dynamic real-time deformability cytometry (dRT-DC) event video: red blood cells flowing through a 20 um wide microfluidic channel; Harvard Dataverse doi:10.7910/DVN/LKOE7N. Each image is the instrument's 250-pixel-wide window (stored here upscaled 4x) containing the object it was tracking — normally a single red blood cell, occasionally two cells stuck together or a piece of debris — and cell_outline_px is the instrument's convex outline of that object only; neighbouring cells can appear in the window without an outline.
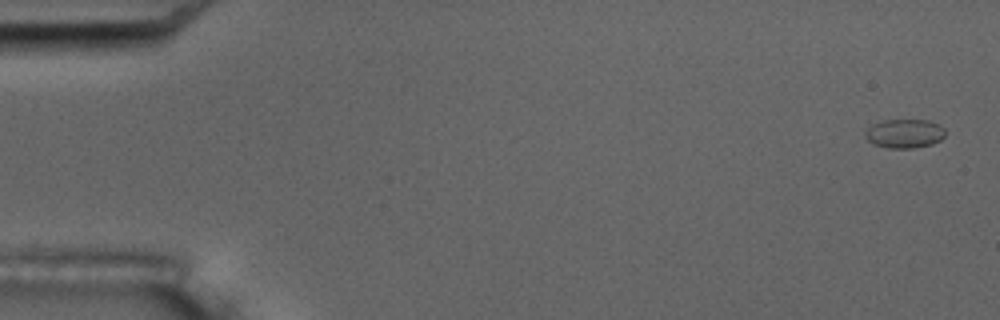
{"species": "common noctule bat (a hibernating species)", "species_latin": "Nyctalus noctula", "temperature_condition": "room temperature", "stored_images_in_passage": 17, "camera_frame_rate_fps": 3000, "um_per_image_px": 0.085, "animal": {"sex": "male", "body_mass_g": 17.5, "forearm_length_mm": 52.3}, "frame": {"image": 1, "passage_image": 1, "time_ms": 0.0, "image_size_px": [1000, 320], "cell_outline_px": [[944, 136], [940, 140], [932, 144], [912, 148], [888, 148], [872, 144], [864, 136], [864, 132], [872, 124], [884, 120], [928, 120], [940, 124], [944, 128]], "centroid_in_image_um": [76.87, 11.35], "position_along_channel_um": 8.1, "area_um2": 13.58}}
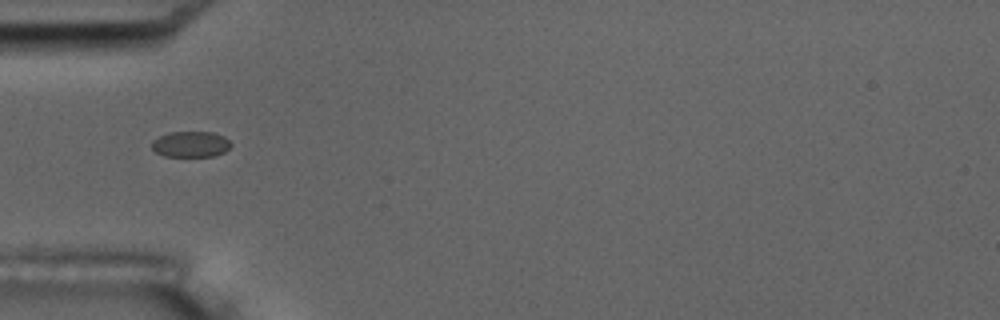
{"frame": {"image": 2, "passage_image": 6, "time_ms": 5.667, "image_size_px": [1000, 320], "cell_outline_px": [[232, 144], [224, 152], [212, 156], [164, 156], [156, 152], [152, 148], [152, 140], [168, 132], [212, 132], [224, 136]], "centroid_in_image_um": [16.2, 12.25], "position_along_channel_um": 68.8, "area_um2": 11.85}}
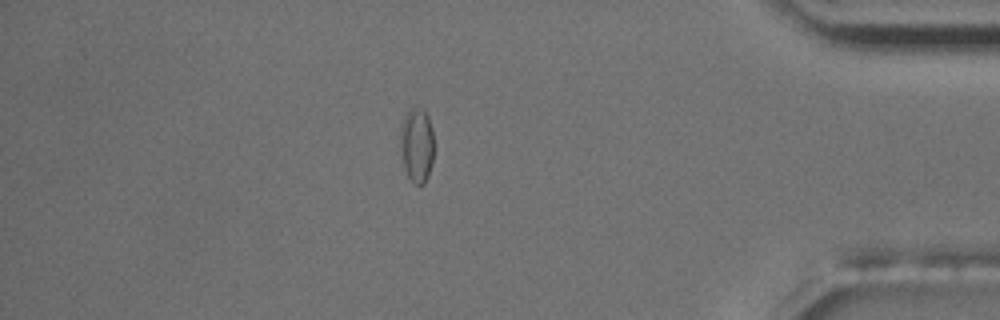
{"frame": {"image": 3, "passage_image": 15, "time_ms": 16.0, "image_size_px": [1000, 320], "cell_outline_px": [[432, 160], [428, 176], [424, 184], [416, 184], [408, 176], [404, 168], [400, 148], [400, 128], [404, 116], [412, 104], [424, 112], [428, 116], [432, 128]], "centroid_in_image_um": [35.4, 12.29], "position_along_channel_um": 399.8, "area_um2": 14.57}, "authors_computed_cell_mechanics": {"area_um2": 12.6582, "velocity_mm_per_s": 3.5515, "shape_relaxation_time_tau1_ms": null, "shape_relaxation_time_tau2_ms": 2.5646, "deformation_change_tau1": null, "deformation_change_tau2": 0.0208}}